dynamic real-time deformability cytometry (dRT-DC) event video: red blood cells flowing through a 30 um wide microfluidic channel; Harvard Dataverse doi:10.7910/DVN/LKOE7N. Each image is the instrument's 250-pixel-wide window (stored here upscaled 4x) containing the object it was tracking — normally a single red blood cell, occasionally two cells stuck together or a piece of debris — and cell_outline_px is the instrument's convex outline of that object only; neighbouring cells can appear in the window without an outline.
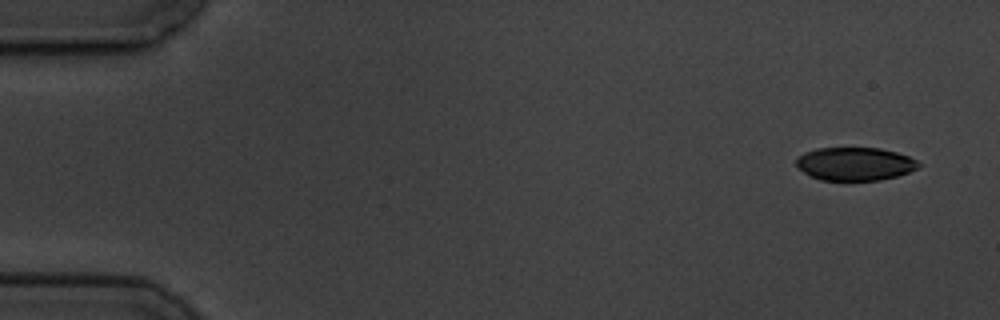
{"species": "common noctule bat (a hibernating species)", "species_latin": "Nyctalus noctula", "temperature_condition": "cold", "stored_images_in_passage": 4, "camera_frame_rate_fps": 3000, "um_per_image_px": 0.085, "animal": {"sex": "male", "body_mass_g": 19.5, "forearm_length_mm": 54.6}, "frame": {"image": 1, "passage_image": 1, "time_ms": 0.0, "image_size_px": [1000, 320], "cell_outline_px": [[920, 164], [916, 168], [908, 172], [896, 176], [880, 180], [820, 180], [804, 172], [796, 164], [796, 156], [804, 152], [816, 148], [880, 148], [896, 152], [908, 156], [916, 160]], "centroid_in_image_um": [72.64, 13.92], "position_along_channel_um": 12.4, "area_um2": 23.52}}
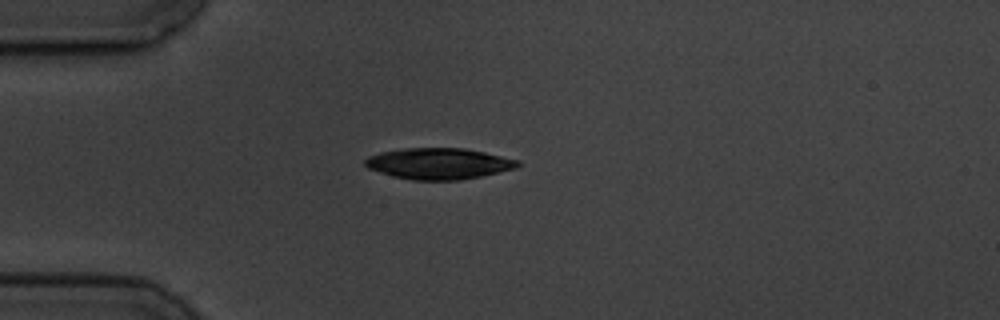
{"frame": {"image": 2, "passage_image": 4, "time_ms": 4.0, "image_size_px": [1000, 320], "cell_outline_px": [[520, 164], [516, 168], [480, 176], [460, 180], [412, 180], [392, 176], [368, 168], [364, 164], [364, 160], [368, 156], [380, 152], [404, 148], [464, 148], [484, 152], [520, 160]], "centroid_in_image_um": [37.28, 13.9], "position_along_channel_um": 47.7, "area_um2": 27.69}}